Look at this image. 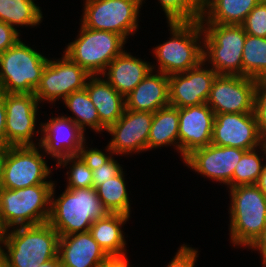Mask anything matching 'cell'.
Returning a JSON list of instances; mask_svg holds the SVG:
<instances>
[{
  "label": "cell",
  "instance_id": "cell-1",
  "mask_svg": "<svg viewBox=\"0 0 266 267\" xmlns=\"http://www.w3.org/2000/svg\"><path fill=\"white\" fill-rule=\"evenodd\" d=\"M167 24L171 37L152 49L157 63L151 65L152 70L169 76L190 70L203 61V28L199 20Z\"/></svg>",
  "mask_w": 266,
  "mask_h": 267
},
{
  "label": "cell",
  "instance_id": "cell-2",
  "mask_svg": "<svg viewBox=\"0 0 266 267\" xmlns=\"http://www.w3.org/2000/svg\"><path fill=\"white\" fill-rule=\"evenodd\" d=\"M55 185L51 193L48 223L60 236L87 232L94 221L107 214L95 188H65L56 197Z\"/></svg>",
  "mask_w": 266,
  "mask_h": 267
},
{
  "label": "cell",
  "instance_id": "cell-3",
  "mask_svg": "<svg viewBox=\"0 0 266 267\" xmlns=\"http://www.w3.org/2000/svg\"><path fill=\"white\" fill-rule=\"evenodd\" d=\"M228 192L230 242L234 248H249L266 227V195L256 185H239Z\"/></svg>",
  "mask_w": 266,
  "mask_h": 267
},
{
  "label": "cell",
  "instance_id": "cell-4",
  "mask_svg": "<svg viewBox=\"0 0 266 267\" xmlns=\"http://www.w3.org/2000/svg\"><path fill=\"white\" fill-rule=\"evenodd\" d=\"M60 235L48 223L8 229L3 251L8 267H38L58 256Z\"/></svg>",
  "mask_w": 266,
  "mask_h": 267
},
{
  "label": "cell",
  "instance_id": "cell-5",
  "mask_svg": "<svg viewBox=\"0 0 266 267\" xmlns=\"http://www.w3.org/2000/svg\"><path fill=\"white\" fill-rule=\"evenodd\" d=\"M54 184L0 188V215L8 229L48 222Z\"/></svg>",
  "mask_w": 266,
  "mask_h": 267
},
{
  "label": "cell",
  "instance_id": "cell-6",
  "mask_svg": "<svg viewBox=\"0 0 266 267\" xmlns=\"http://www.w3.org/2000/svg\"><path fill=\"white\" fill-rule=\"evenodd\" d=\"M48 60L20 39L0 55V91L34 94Z\"/></svg>",
  "mask_w": 266,
  "mask_h": 267
},
{
  "label": "cell",
  "instance_id": "cell-7",
  "mask_svg": "<svg viewBox=\"0 0 266 267\" xmlns=\"http://www.w3.org/2000/svg\"><path fill=\"white\" fill-rule=\"evenodd\" d=\"M203 60L218 75L242 76V53L247 33L242 25L201 23Z\"/></svg>",
  "mask_w": 266,
  "mask_h": 267
},
{
  "label": "cell",
  "instance_id": "cell-8",
  "mask_svg": "<svg viewBox=\"0 0 266 267\" xmlns=\"http://www.w3.org/2000/svg\"><path fill=\"white\" fill-rule=\"evenodd\" d=\"M78 32L63 54L90 75H102L110 62L125 50L127 41L114 32L93 30L81 23Z\"/></svg>",
  "mask_w": 266,
  "mask_h": 267
},
{
  "label": "cell",
  "instance_id": "cell-9",
  "mask_svg": "<svg viewBox=\"0 0 266 267\" xmlns=\"http://www.w3.org/2000/svg\"><path fill=\"white\" fill-rule=\"evenodd\" d=\"M81 24L84 27L110 31L126 41L139 29V15L144 0H83Z\"/></svg>",
  "mask_w": 266,
  "mask_h": 267
},
{
  "label": "cell",
  "instance_id": "cell-10",
  "mask_svg": "<svg viewBox=\"0 0 266 267\" xmlns=\"http://www.w3.org/2000/svg\"><path fill=\"white\" fill-rule=\"evenodd\" d=\"M45 157L40 145L7 146L1 187L16 190L32 185L55 184L51 180L54 168L48 166Z\"/></svg>",
  "mask_w": 266,
  "mask_h": 267
},
{
  "label": "cell",
  "instance_id": "cell-11",
  "mask_svg": "<svg viewBox=\"0 0 266 267\" xmlns=\"http://www.w3.org/2000/svg\"><path fill=\"white\" fill-rule=\"evenodd\" d=\"M5 146H36L34 135H42V122L36 131L41 106L34 94L5 93ZM40 129V130H39ZM38 134V135H37ZM37 142V143H35Z\"/></svg>",
  "mask_w": 266,
  "mask_h": 267
},
{
  "label": "cell",
  "instance_id": "cell-12",
  "mask_svg": "<svg viewBox=\"0 0 266 267\" xmlns=\"http://www.w3.org/2000/svg\"><path fill=\"white\" fill-rule=\"evenodd\" d=\"M49 58L39 86L34 95L41 105L61 102L71 93L83 90L91 76L79 64L72 62L65 54L56 59Z\"/></svg>",
  "mask_w": 266,
  "mask_h": 267
},
{
  "label": "cell",
  "instance_id": "cell-13",
  "mask_svg": "<svg viewBox=\"0 0 266 267\" xmlns=\"http://www.w3.org/2000/svg\"><path fill=\"white\" fill-rule=\"evenodd\" d=\"M153 113L125 109L123 115L106 132L111 139L105 149L114 155L126 157L147 151V142Z\"/></svg>",
  "mask_w": 266,
  "mask_h": 267
},
{
  "label": "cell",
  "instance_id": "cell-14",
  "mask_svg": "<svg viewBox=\"0 0 266 267\" xmlns=\"http://www.w3.org/2000/svg\"><path fill=\"white\" fill-rule=\"evenodd\" d=\"M257 80L239 75H217L207 105L215 114L253 112Z\"/></svg>",
  "mask_w": 266,
  "mask_h": 267
},
{
  "label": "cell",
  "instance_id": "cell-15",
  "mask_svg": "<svg viewBox=\"0 0 266 267\" xmlns=\"http://www.w3.org/2000/svg\"><path fill=\"white\" fill-rule=\"evenodd\" d=\"M245 151L240 148L209 144L192 151L182 161L186 167L200 176L219 182L220 185L222 183L229 189L235 167Z\"/></svg>",
  "mask_w": 266,
  "mask_h": 267
},
{
  "label": "cell",
  "instance_id": "cell-16",
  "mask_svg": "<svg viewBox=\"0 0 266 267\" xmlns=\"http://www.w3.org/2000/svg\"><path fill=\"white\" fill-rule=\"evenodd\" d=\"M61 115L42 122V135L36 138L44 154L56 164L72 155H81L88 147L85 133L70 118Z\"/></svg>",
  "mask_w": 266,
  "mask_h": 267
},
{
  "label": "cell",
  "instance_id": "cell-17",
  "mask_svg": "<svg viewBox=\"0 0 266 267\" xmlns=\"http://www.w3.org/2000/svg\"><path fill=\"white\" fill-rule=\"evenodd\" d=\"M266 139L260 134L254 112L215 114L211 144L251 150Z\"/></svg>",
  "mask_w": 266,
  "mask_h": 267
},
{
  "label": "cell",
  "instance_id": "cell-18",
  "mask_svg": "<svg viewBox=\"0 0 266 267\" xmlns=\"http://www.w3.org/2000/svg\"><path fill=\"white\" fill-rule=\"evenodd\" d=\"M217 75L204 60L190 70L169 75V104L183 108L207 103Z\"/></svg>",
  "mask_w": 266,
  "mask_h": 267
},
{
  "label": "cell",
  "instance_id": "cell-19",
  "mask_svg": "<svg viewBox=\"0 0 266 267\" xmlns=\"http://www.w3.org/2000/svg\"><path fill=\"white\" fill-rule=\"evenodd\" d=\"M180 159L212 142L215 113L206 104L178 108Z\"/></svg>",
  "mask_w": 266,
  "mask_h": 267
},
{
  "label": "cell",
  "instance_id": "cell-20",
  "mask_svg": "<svg viewBox=\"0 0 266 267\" xmlns=\"http://www.w3.org/2000/svg\"><path fill=\"white\" fill-rule=\"evenodd\" d=\"M58 256L62 267H98L109 258L89 231L60 236Z\"/></svg>",
  "mask_w": 266,
  "mask_h": 267
},
{
  "label": "cell",
  "instance_id": "cell-21",
  "mask_svg": "<svg viewBox=\"0 0 266 267\" xmlns=\"http://www.w3.org/2000/svg\"><path fill=\"white\" fill-rule=\"evenodd\" d=\"M151 70L149 61L135 57L125 49L110 62L102 76L117 92L126 97Z\"/></svg>",
  "mask_w": 266,
  "mask_h": 267
},
{
  "label": "cell",
  "instance_id": "cell-22",
  "mask_svg": "<svg viewBox=\"0 0 266 267\" xmlns=\"http://www.w3.org/2000/svg\"><path fill=\"white\" fill-rule=\"evenodd\" d=\"M168 75L151 70L125 97V109L154 113L169 106Z\"/></svg>",
  "mask_w": 266,
  "mask_h": 267
},
{
  "label": "cell",
  "instance_id": "cell-23",
  "mask_svg": "<svg viewBox=\"0 0 266 267\" xmlns=\"http://www.w3.org/2000/svg\"><path fill=\"white\" fill-rule=\"evenodd\" d=\"M85 89L97 109L100 123L106 129L123 115L125 97L117 92L102 75H91Z\"/></svg>",
  "mask_w": 266,
  "mask_h": 267
},
{
  "label": "cell",
  "instance_id": "cell-24",
  "mask_svg": "<svg viewBox=\"0 0 266 267\" xmlns=\"http://www.w3.org/2000/svg\"><path fill=\"white\" fill-rule=\"evenodd\" d=\"M130 217L121 213H107L92 223L89 232L109 257L128 256V244L122 228Z\"/></svg>",
  "mask_w": 266,
  "mask_h": 267
},
{
  "label": "cell",
  "instance_id": "cell-25",
  "mask_svg": "<svg viewBox=\"0 0 266 267\" xmlns=\"http://www.w3.org/2000/svg\"><path fill=\"white\" fill-rule=\"evenodd\" d=\"M179 110L171 105L153 113L147 151L173 146L179 154Z\"/></svg>",
  "mask_w": 266,
  "mask_h": 267
},
{
  "label": "cell",
  "instance_id": "cell-26",
  "mask_svg": "<svg viewBox=\"0 0 266 267\" xmlns=\"http://www.w3.org/2000/svg\"><path fill=\"white\" fill-rule=\"evenodd\" d=\"M261 0H212L202 12L200 23L241 25Z\"/></svg>",
  "mask_w": 266,
  "mask_h": 267
},
{
  "label": "cell",
  "instance_id": "cell-27",
  "mask_svg": "<svg viewBox=\"0 0 266 267\" xmlns=\"http://www.w3.org/2000/svg\"><path fill=\"white\" fill-rule=\"evenodd\" d=\"M42 8L35 0H0V21L17 28L39 26L43 21Z\"/></svg>",
  "mask_w": 266,
  "mask_h": 267
},
{
  "label": "cell",
  "instance_id": "cell-28",
  "mask_svg": "<svg viewBox=\"0 0 266 267\" xmlns=\"http://www.w3.org/2000/svg\"><path fill=\"white\" fill-rule=\"evenodd\" d=\"M63 104L73 114V116L65 117L70 118L84 133H86V127L96 134L106 131V128L100 123L97 109L85 88L71 93L63 100Z\"/></svg>",
  "mask_w": 266,
  "mask_h": 267
},
{
  "label": "cell",
  "instance_id": "cell-29",
  "mask_svg": "<svg viewBox=\"0 0 266 267\" xmlns=\"http://www.w3.org/2000/svg\"><path fill=\"white\" fill-rule=\"evenodd\" d=\"M125 179V173L122 170L117 176L104 181L96 188L97 195L107 213L131 215V200Z\"/></svg>",
  "mask_w": 266,
  "mask_h": 267
},
{
  "label": "cell",
  "instance_id": "cell-30",
  "mask_svg": "<svg viewBox=\"0 0 266 267\" xmlns=\"http://www.w3.org/2000/svg\"><path fill=\"white\" fill-rule=\"evenodd\" d=\"M242 76L266 80V38L246 35L242 53Z\"/></svg>",
  "mask_w": 266,
  "mask_h": 267
},
{
  "label": "cell",
  "instance_id": "cell-31",
  "mask_svg": "<svg viewBox=\"0 0 266 267\" xmlns=\"http://www.w3.org/2000/svg\"><path fill=\"white\" fill-rule=\"evenodd\" d=\"M265 163L266 143L258 149L245 151L233 172L231 188L239 185H256Z\"/></svg>",
  "mask_w": 266,
  "mask_h": 267
},
{
  "label": "cell",
  "instance_id": "cell-32",
  "mask_svg": "<svg viewBox=\"0 0 266 267\" xmlns=\"http://www.w3.org/2000/svg\"><path fill=\"white\" fill-rule=\"evenodd\" d=\"M105 151V153H104ZM108 152V153H107ZM82 155L88 160L93 173V188H97L104 181H107L117 176L123 167L115 159L114 155L110 151L87 147L83 151Z\"/></svg>",
  "mask_w": 266,
  "mask_h": 267
},
{
  "label": "cell",
  "instance_id": "cell-33",
  "mask_svg": "<svg viewBox=\"0 0 266 267\" xmlns=\"http://www.w3.org/2000/svg\"><path fill=\"white\" fill-rule=\"evenodd\" d=\"M71 163V164H70ZM57 168L66 167V188H91L93 187V173L88 160L81 155H72L55 164ZM68 165V166H67Z\"/></svg>",
  "mask_w": 266,
  "mask_h": 267
},
{
  "label": "cell",
  "instance_id": "cell-34",
  "mask_svg": "<svg viewBox=\"0 0 266 267\" xmlns=\"http://www.w3.org/2000/svg\"><path fill=\"white\" fill-rule=\"evenodd\" d=\"M167 23L200 20L203 8L200 0H158Z\"/></svg>",
  "mask_w": 266,
  "mask_h": 267
},
{
  "label": "cell",
  "instance_id": "cell-35",
  "mask_svg": "<svg viewBox=\"0 0 266 267\" xmlns=\"http://www.w3.org/2000/svg\"><path fill=\"white\" fill-rule=\"evenodd\" d=\"M248 35L266 38V0H261L241 24Z\"/></svg>",
  "mask_w": 266,
  "mask_h": 267
},
{
  "label": "cell",
  "instance_id": "cell-36",
  "mask_svg": "<svg viewBox=\"0 0 266 267\" xmlns=\"http://www.w3.org/2000/svg\"><path fill=\"white\" fill-rule=\"evenodd\" d=\"M253 112L259 132L266 139V80H257L256 82Z\"/></svg>",
  "mask_w": 266,
  "mask_h": 267
},
{
  "label": "cell",
  "instance_id": "cell-37",
  "mask_svg": "<svg viewBox=\"0 0 266 267\" xmlns=\"http://www.w3.org/2000/svg\"><path fill=\"white\" fill-rule=\"evenodd\" d=\"M198 249L188 244L180 245L179 249L166 267H195L197 263Z\"/></svg>",
  "mask_w": 266,
  "mask_h": 267
},
{
  "label": "cell",
  "instance_id": "cell-38",
  "mask_svg": "<svg viewBox=\"0 0 266 267\" xmlns=\"http://www.w3.org/2000/svg\"><path fill=\"white\" fill-rule=\"evenodd\" d=\"M20 34L9 24L0 21V55L21 39Z\"/></svg>",
  "mask_w": 266,
  "mask_h": 267
},
{
  "label": "cell",
  "instance_id": "cell-39",
  "mask_svg": "<svg viewBox=\"0 0 266 267\" xmlns=\"http://www.w3.org/2000/svg\"><path fill=\"white\" fill-rule=\"evenodd\" d=\"M252 251H258L262 259V267H266V227L263 229L260 236L255 240V242L248 248Z\"/></svg>",
  "mask_w": 266,
  "mask_h": 267
},
{
  "label": "cell",
  "instance_id": "cell-40",
  "mask_svg": "<svg viewBox=\"0 0 266 267\" xmlns=\"http://www.w3.org/2000/svg\"><path fill=\"white\" fill-rule=\"evenodd\" d=\"M6 107L5 93L0 91V145L5 146Z\"/></svg>",
  "mask_w": 266,
  "mask_h": 267
},
{
  "label": "cell",
  "instance_id": "cell-41",
  "mask_svg": "<svg viewBox=\"0 0 266 267\" xmlns=\"http://www.w3.org/2000/svg\"><path fill=\"white\" fill-rule=\"evenodd\" d=\"M98 267H134V266L130 264L127 256H123V257H109L106 261L102 262Z\"/></svg>",
  "mask_w": 266,
  "mask_h": 267
},
{
  "label": "cell",
  "instance_id": "cell-42",
  "mask_svg": "<svg viewBox=\"0 0 266 267\" xmlns=\"http://www.w3.org/2000/svg\"><path fill=\"white\" fill-rule=\"evenodd\" d=\"M7 146L0 145V188L3 180V171L6 158Z\"/></svg>",
  "mask_w": 266,
  "mask_h": 267
},
{
  "label": "cell",
  "instance_id": "cell-43",
  "mask_svg": "<svg viewBox=\"0 0 266 267\" xmlns=\"http://www.w3.org/2000/svg\"><path fill=\"white\" fill-rule=\"evenodd\" d=\"M256 186L266 195V163L263 166V170L259 176Z\"/></svg>",
  "mask_w": 266,
  "mask_h": 267
},
{
  "label": "cell",
  "instance_id": "cell-44",
  "mask_svg": "<svg viewBox=\"0 0 266 267\" xmlns=\"http://www.w3.org/2000/svg\"><path fill=\"white\" fill-rule=\"evenodd\" d=\"M7 233H8V228L5 226L2 217L0 215V249H2L4 246V243L7 239Z\"/></svg>",
  "mask_w": 266,
  "mask_h": 267
},
{
  "label": "cell",
  "instance_id": "cell-45",
  "mask_svg": "<svg viewBox=\"0 0 266 267\" xmlns=\"http://www.w3.org/2000/svg\"><path fill=\"white\" fill-rule=\"evenodd\" d=\"M38 267H62V265H61V261H60L59 256H57L54 259H51V260H48L45 263H42Z\"/></svg>",
  "mask_w": 266,
  "mask_h": 267
},
{
  "label": "cell",
  "instance_id": "cell-46",
  "mask_svg": "<svg viewBox=\"0 0 266 267\" xmlns=\"http://www.w3.org/2000/svg\"><path fill=\"white\" fill-rule=\"evenodd\" d=\"M0 267H8L7 259L3 249H0Z\"/></svg>",
  "mask_w": 266,
  "mask_h": 267
},
{
  "label": "cell",
  "instance_id": "cell-47",
  "mask_svg": "<svg viewBox=\"0 0 266 267\" xmlns=\"http://www.w3.org/2000/svg\"><path fill=\"white\" fill-rule=\"evenodd\" d=\"M202 8L204 9L212 0H200Z\"/></svg>",
  "mask_w": 266,
  "mask_h": 267
}]
</instances>
